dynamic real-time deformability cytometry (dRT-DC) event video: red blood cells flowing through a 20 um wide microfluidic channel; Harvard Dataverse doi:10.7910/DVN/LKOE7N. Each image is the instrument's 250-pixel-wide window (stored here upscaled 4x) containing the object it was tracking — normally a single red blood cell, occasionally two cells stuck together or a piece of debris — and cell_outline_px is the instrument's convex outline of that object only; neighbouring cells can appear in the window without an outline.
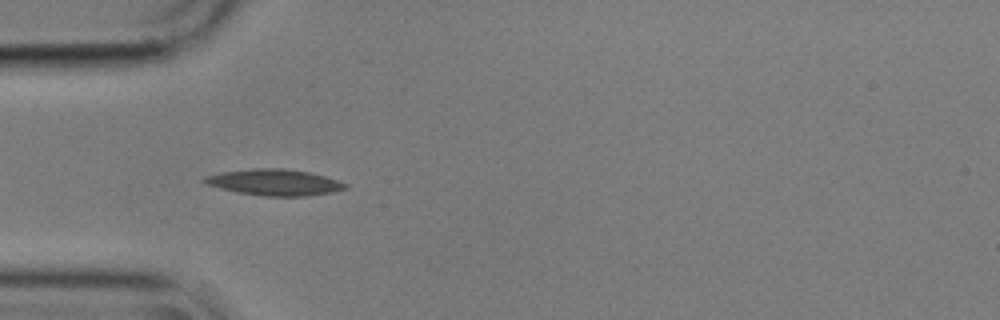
{"species": "common noctule bat (a hibernating species)", "species_latin": "Nyctalus noctula", "temperature_condition": "cold", "stored_images_in_passage": 43, "camera_frame_rate_fps": 3000, "um_per_image_px": 0.085, "animal": {"sex": "male", "body_mass_g": 17.9}, "frame": {"image": 1, "passage_image": 4, "time_ms": 1.0, "image_size_px": [1000, 320], "cell_outline_px": [[348, 188], [332, 192], [308, 196], [264, 196], [240, 192], [208, 184], [200, 180], [208, 176], [224, 172], [252, 168], [284, 168], [308, 172], [324, 176], [348, 184]], "centroid_in_image_um": [23.4, 15.49], "position_along_channel_um": 61.6, "area_um2": 21.1}}
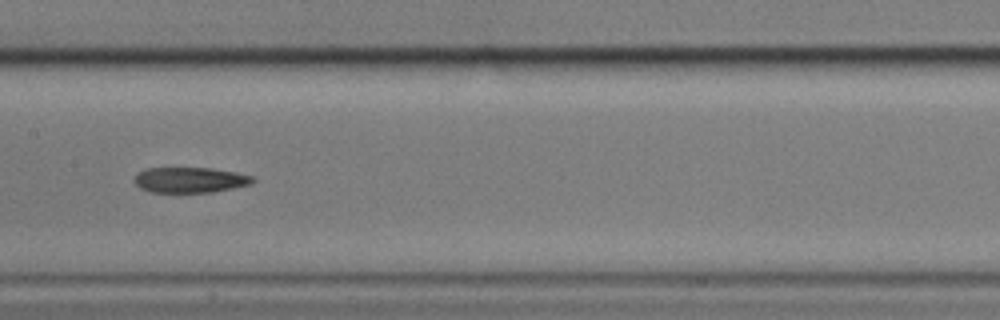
{"frame": {"image": 2, "passage_image": 15, "time_ms": 4.667, "image_size_px": [1000, 320], "cell_outline_px": [[256, 180], [252, 184], [212, 192], [148, 192], [140, 188], [132, 180], [136, 172], [148, 168], [212, 168], [252, 176]], "centroid_in_image_um": [16.1, 15.29], "position_along_channel_um": 191.3, "area_um2": 17.63}}
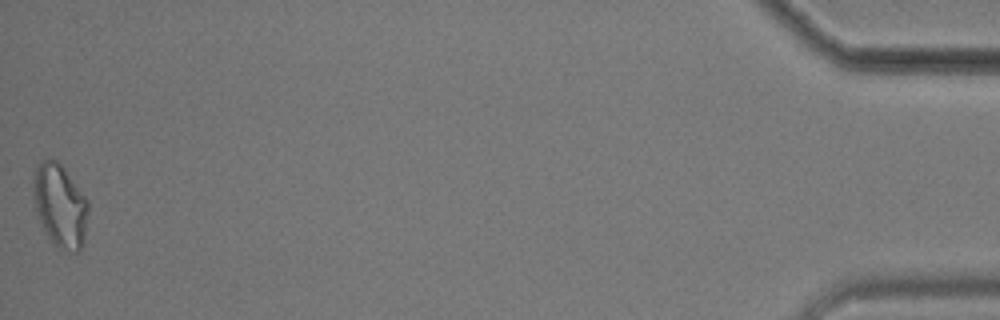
{"frame": {"image": 3, "passage_image": 43, "time_ms": 14.0, "image_size_px": [1000, 320], "cell_outline_px": [[88, 212], [84, 244], [76, 252], [56, 248], [40, 224], [36, 212], [32, 188], [32, 180], [36, 168], [40, 160], [56, 160], [64, 168], [88, 200]], "centroid_in_image_um": [5.09, 17.49], "position_along_channel_um": 430.1, "area_um2": 26.76}}